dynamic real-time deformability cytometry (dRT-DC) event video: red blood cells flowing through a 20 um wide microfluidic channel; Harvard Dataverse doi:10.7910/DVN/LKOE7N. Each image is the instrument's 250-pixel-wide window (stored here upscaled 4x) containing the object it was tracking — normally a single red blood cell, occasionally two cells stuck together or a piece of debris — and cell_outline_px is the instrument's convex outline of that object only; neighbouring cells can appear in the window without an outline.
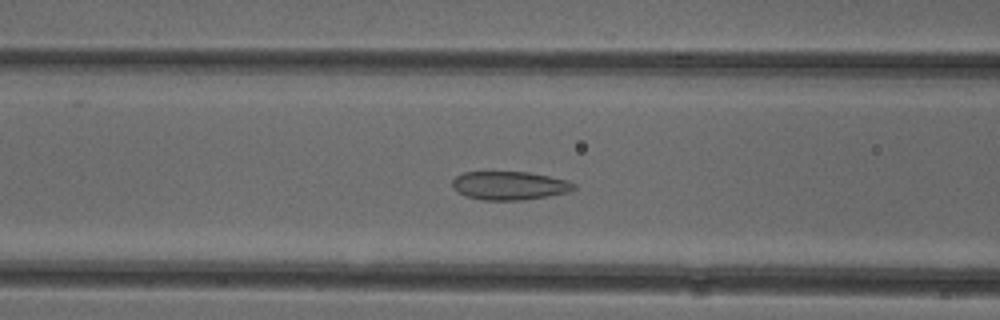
{"species": "common noctule bat (a hibernating species)", "species_latin": "Nyctalus noctula", "temperature_condition": "cold", "stored_images_in_passage": 52, "camera_frame_rate_fps": 3000, "um_per_image_px": 0.085, "animal": {"sex": "female"}, "frame": {"image": 1, "passage_image": 20, "time_ms": 6.333, "image_size_px": [1000, 320], "cell_outline_px": [[576, 188], [568, 192], [548, 196], [524, 200], [484, 200], [468, 196], [456, 192], [452, 188], [452, 180], [456, 176], [464, 172], [528, 172], [568, 180], [576, 184]], "centroid_in_image_um": [43.31, 15.77], "position_along_channel_um": 123.3, "area_um2": 20.23}}
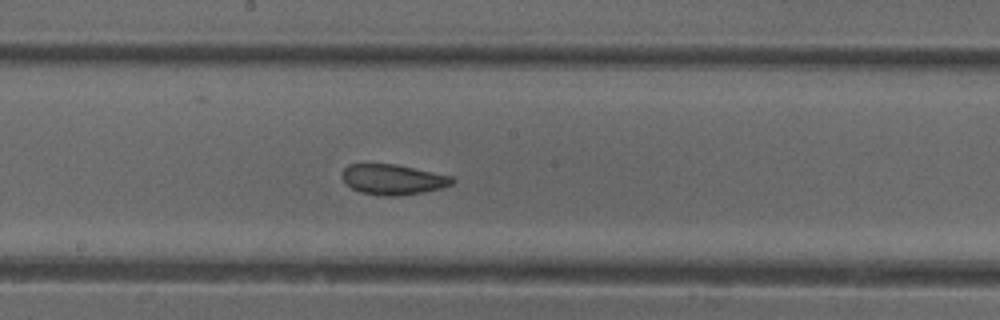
{"frame": {"image": 2, "passage_image": 27, "time_ms": 8.667, "image_size_px": [1000, 320], "cell_outline_px": [[456, 180], [452, 184], [440, 188], [424, 192], [396, 196], [380, 196], [360, 192], [352, 188], [340, 176], [344, 168], [348, 164], [396, 164], [452, 176]], "centroid_in_image_um": [33.39, 15.25], "position_along_channel_um": 214.8, "area_um2": 19.48}}
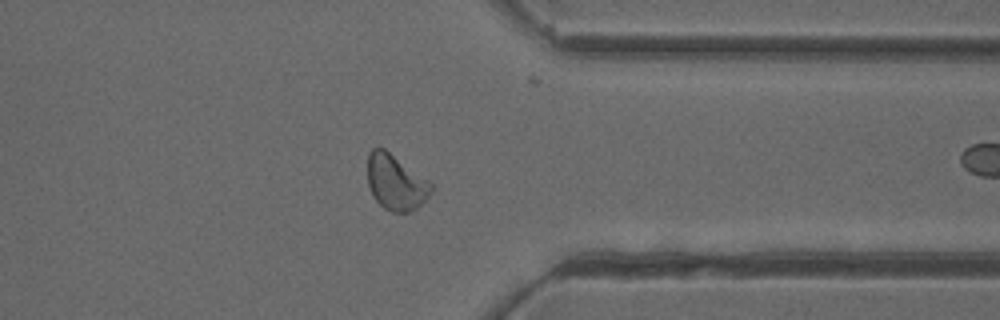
{"frame": {"image": 3, "passage_image": 40, "time_ms": 13.0, "image_size_px": [1000, 320], "cell_outline_px": [[432, 192], [416, 208], [408, 212], [392, 212], [384, 208], [372, 196], [368, 184], [368, 152], [372, 148], [384, 148], [428, 180], [432, 184]], "centroid_in_image_um": [33.62, 15.5], "position_along_channel_um": 377.8, "area_um2": 20.35}, "authors_computed_cell_mechanics": {"area_um2": 20.8658, "velocity_mm_per_s": 3.9117, "shape_relaxation_time_tau1_ms": 6.167, "shape_relaxation_time_tau2_ms": 1.0305, "deformation_change_tau1": 0.113, "deformation_change_tau2": 0.0627}}